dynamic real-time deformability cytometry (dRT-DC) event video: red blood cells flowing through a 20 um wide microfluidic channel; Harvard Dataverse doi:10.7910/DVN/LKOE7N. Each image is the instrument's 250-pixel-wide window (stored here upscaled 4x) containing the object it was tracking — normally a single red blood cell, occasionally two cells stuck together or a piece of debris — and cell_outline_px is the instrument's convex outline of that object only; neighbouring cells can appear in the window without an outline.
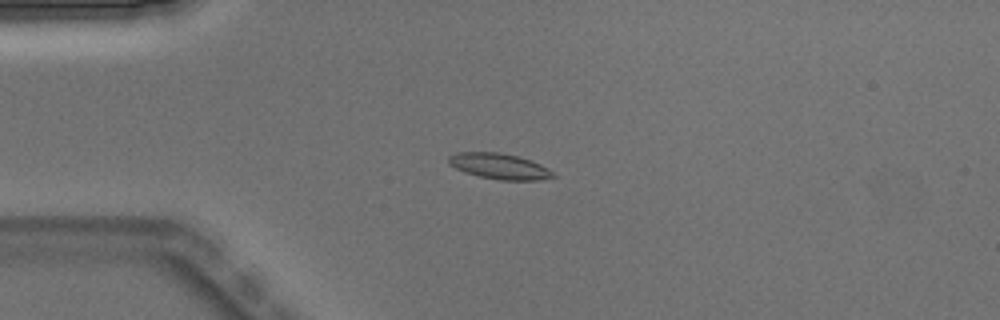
{"species": "Egyptian fruit bat (a non-hibernating species)", "species_latin": "Rousettus aegyptiacus", "temperature_condition": "warm", "stored_images_in_passage": 4, "camera_frame_rate_fps": 3000, "um_per_image_px": 0.085, "animal": {"sex": "male"}, "frame": {"image": 1, "passage_image": 4, "time_ms": 1.0, "image_size_px": [1000, 320], "cell_outline_px": [[556, 176], [536, 180], [500, 180], [480, 176], [464, 172], [448, 164], [448, 156], [456, 152], [500, 152], [516, 156], [540, 164], [548, 168]], "centroid_in_image_um": [42.4, 14.12], "position_along_channel_um": 42.6, "area_um2": 15.49}}